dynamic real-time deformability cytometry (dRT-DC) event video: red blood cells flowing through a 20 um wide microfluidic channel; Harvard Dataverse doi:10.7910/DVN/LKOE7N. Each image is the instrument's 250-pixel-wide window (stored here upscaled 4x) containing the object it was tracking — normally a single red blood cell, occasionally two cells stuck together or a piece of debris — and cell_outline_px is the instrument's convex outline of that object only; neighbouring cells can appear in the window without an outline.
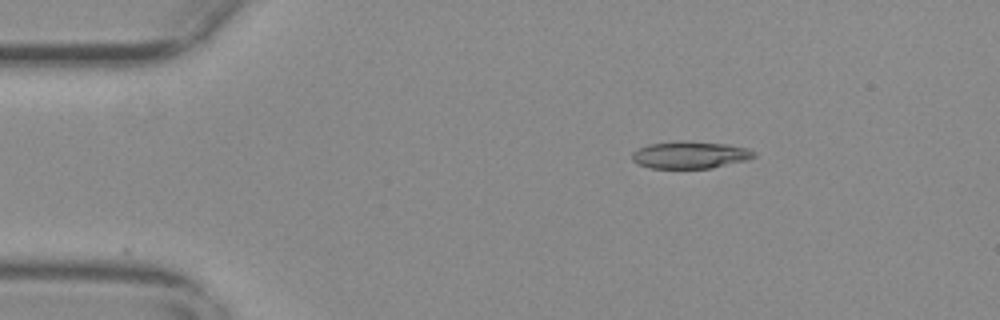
{"species": "common noctule bat (a hibernating species)", "species_latin": "Nyctalus noctula", "temperature_condition": "warm", "stored_images_in_passage": 2, "camera_frame_rate_fps": 3000, "um_per_image_px": 0.085, "animal": {"sex": "female", "body_mass_g": 29.2, "forearm_length_mm": 56.3}, "frame": {"image": 1, "passage_image": 1, "time_ms": 0.0, "image_size_px": [1000, 320], "cell_outline_px": [[756, 156], [748, 160], [712, 168], [648, 168], [636, 164], [632, 160], [632, 152], [648, 144], [680, 140], [688, 140], [728, 144], [748, 148], [756, 152]], "centroid_in_image_um": [58.67, 13.16], "position_along_channel_um": 26.3, "area_um2": 19.71}}